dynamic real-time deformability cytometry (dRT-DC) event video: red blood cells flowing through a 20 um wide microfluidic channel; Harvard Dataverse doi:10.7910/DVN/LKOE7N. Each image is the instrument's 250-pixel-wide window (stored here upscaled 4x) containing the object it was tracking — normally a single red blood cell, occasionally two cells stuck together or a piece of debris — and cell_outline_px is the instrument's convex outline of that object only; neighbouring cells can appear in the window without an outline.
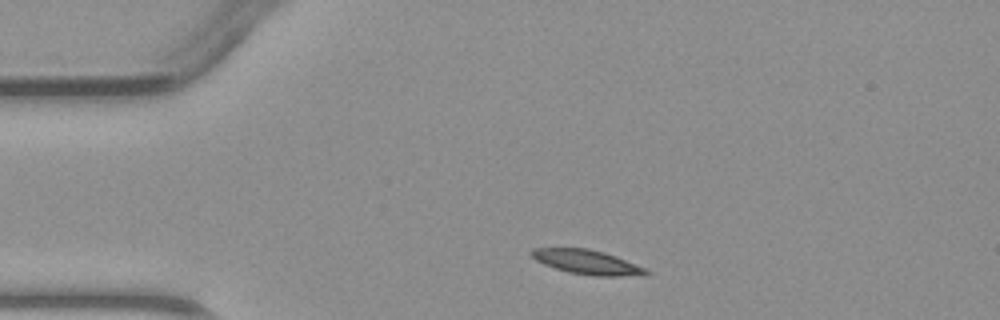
{"species": "common noctule bat (a hibernating species)", "species_latin": "Nyctalus noctula", "temperature_condition": "warm", "stored_images_in_passage": 2, "camera_frame_rate_fps": 3000, "um_per_image_px": 0.085, "animal": {"sex": "male", "body_mass_g": 23.1, "forearm_length_mm": 52.7}, "frame": {"image": 1, "passage_image": 1, "time_ms": 0.0, "image_size_px": [1000, 320], "cell_outline_px": [[652, 272], [644, 276], [596, 276], [568, 272], [544, 264], [536, 260], [528, 252], [532, 248], [588, 248], [604, 252], [616, 256], [644, 268]], "centroid_in_image_um": [49.91, 22.28], "position_along_channel_um": 35.1, "area_um2": 16.3}}